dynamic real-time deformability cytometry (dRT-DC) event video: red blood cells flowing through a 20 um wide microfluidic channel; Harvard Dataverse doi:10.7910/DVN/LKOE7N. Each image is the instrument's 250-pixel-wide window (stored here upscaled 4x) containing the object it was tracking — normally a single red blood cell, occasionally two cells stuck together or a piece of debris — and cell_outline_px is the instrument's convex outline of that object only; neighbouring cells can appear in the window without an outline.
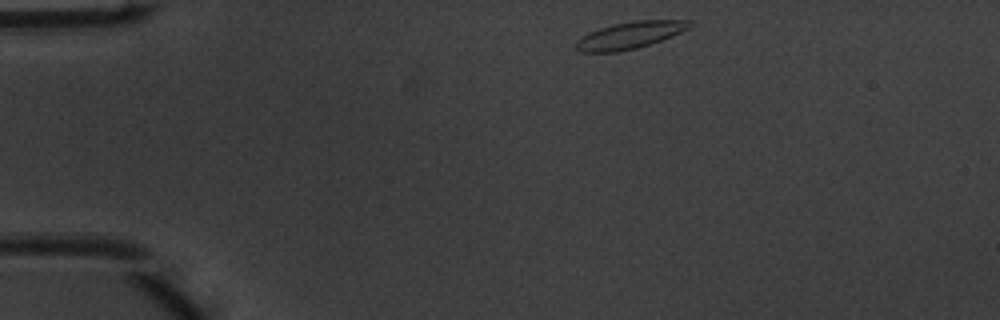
{"species": "common noctule bat (a hibernating species)", "species_latin": "Nyctalus noctula", "temperature_condition": "warm", "stored_images_in_passage": 42, "camera_frame_rate_fps": 3000, "um_per_image_px": 0.085, "animal": {"sex": "male", "body_mass_g": 20.1, "forearm_length_mm": 53.5}, "frame": {"image": 1, "passage_image": 1, "time_ms": 0.0, "image_size_px": [1000, 320], "cell_outline_px": [[692, 24], [688, 28], [672, 36], [636, 48], [616, 52], [580, 52], [576, 48], [576, 40], [600, 28], [616, 24], [636, 20], [692, 20]], "centroid_in_image_um": [53.55, 2.99], "position_along_channel_um": 31.4, "area_um2": 17.4}}
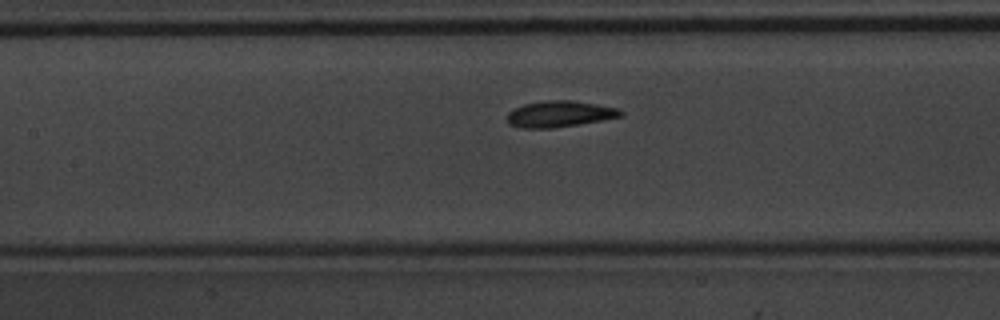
{"frame": {"image": 2, "passage_image": 15, "time_ms": 4.667, "image_size_px": [1000, 320], "cell_outline_px": [[624, 116], [552, 128], [520, 128], [508, 124], [508, 112], [512, 108], [524, 104], [548, 100], [572, 100], [620, 108], [624, 112]], "centroid_in_image_um": [47.56, 9.68], "position_along_channel_um": 159.8, "area_um2": 17.34}}
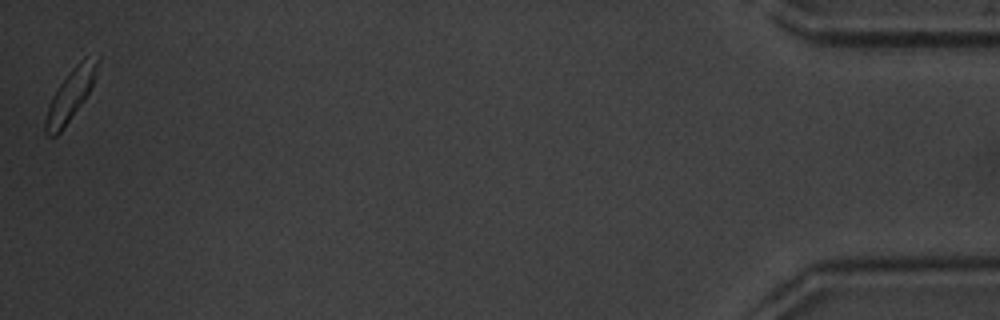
{"frame": {"image": 3, "passage_image": 42, "time_ms": 13.667, "image_size_px": [1000, 320], "cell_outline_px": [[100, 60], [92, 84], [84, 100], [60, 132], [56, 136], [48, 136], [44, 132], [44, 120], [48, 104], [52, 96], [68, 72], [84, 56], [100, 52]], "centroid_in_image_um": [6.0, 8.01], "position_along_channel_um": 429.2, "area_um2": 15.72}, "authors_computed_cell_mechanics": {"area_um2": 16.8198, "velocity_mm_per_s": 3.9774, "shape_relaxation_time_tau1_ms": 3.3159, "shape_relaxation_time_tau2_ms": 1.0767, "deformation_change_tau1": 0.1567, "deformation_change_tau2": 0.0726}}